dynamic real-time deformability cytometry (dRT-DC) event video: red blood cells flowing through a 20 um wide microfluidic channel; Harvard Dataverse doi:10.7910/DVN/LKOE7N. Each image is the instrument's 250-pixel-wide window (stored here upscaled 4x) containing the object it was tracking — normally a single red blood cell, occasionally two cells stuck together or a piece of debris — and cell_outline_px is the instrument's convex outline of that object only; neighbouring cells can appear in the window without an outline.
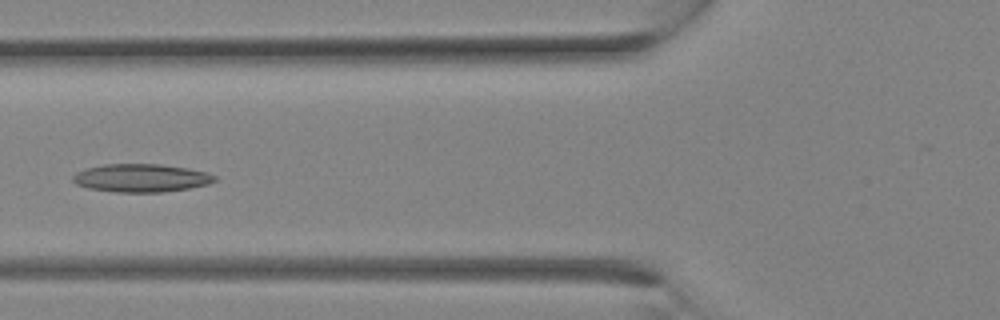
{"species": "Egyptian fruit bat (a non-hibernating species)", "species_latin": "Rousettus aegyptiacus", "temperature_condition": "room temperature", "stored_images_in_passage": 28, "camera_frame_rate_fps": 3000, "um_per_image_px": 0.085, "animal": {"sex": "female"}, "frame": {"image": 1, "passage_image": 11, "time_ms": 3.333, "image_size_px": [1000, 320], "cell_outline_px": [[216, 180], [208, 184], [188, 188], [160, 192], [116, 192], [88, 188], [76, 184], [72, 180], [72, 176], [76, 172], [84, 168], [104, 164], [160, 164], [188, 168], [208, 172], [216, 176]], "centroid_in_image_um": [11.97, 15.12], "position_along_channel_um": 113.8, "area_um2": 23.29}}
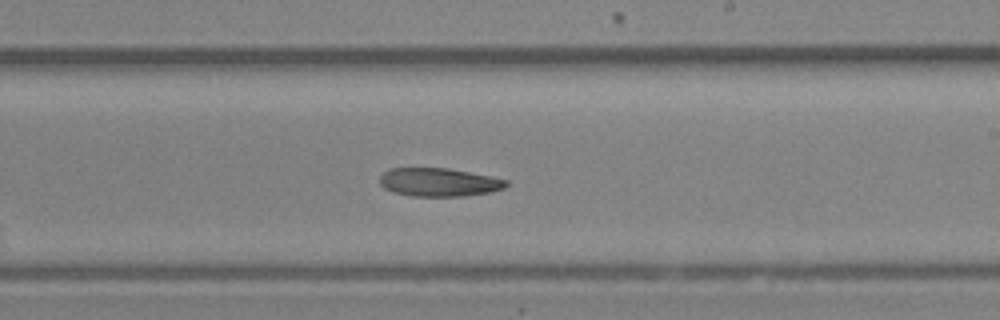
{"frame": {"image": 2, "passage_image": 17, "time_ms": 5.333, "image_size_px": [1000, 320], "cell_outline_px": [[508, 184], [504, 188], [492, 192], [464, 196], [412, 196], [396, 192], [384, 188], [380, 184], [380, 176], [388, 168], [448, 168], [492, 176], [508, 180]], "centroid_in_image_um": [37.34, 15.48], "position_along_channel_um": 251.7, "area_um2": 20.98}}
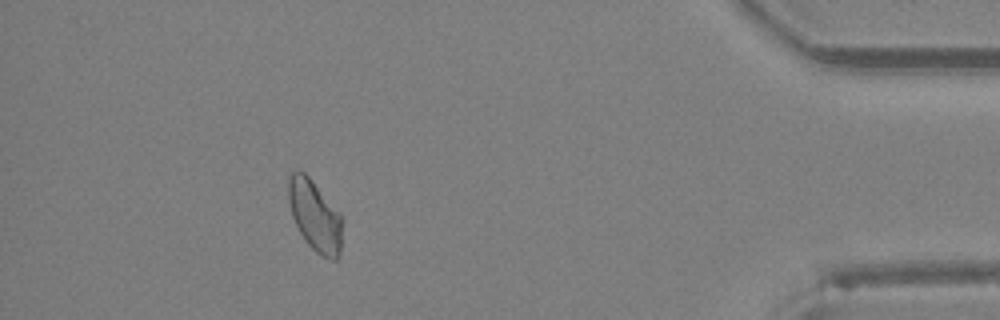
{"frame": {"image": 3, "passage_image": 26, "time_ms": 8.333, "image_size_px": [1000, 320], "cell_outline_px": [[344, 220], [340, 256], [336, 260], [332, 260], [320, 256], [304, 240], [292, 216], [288, 200], [288, 176], [292, 172], [304, 172], [312, 180], [340, 212]], "centroid_in_image_um": [26.81, 18.37], "position_along_channel_um": 408.4, "area_um2": 22.66}}